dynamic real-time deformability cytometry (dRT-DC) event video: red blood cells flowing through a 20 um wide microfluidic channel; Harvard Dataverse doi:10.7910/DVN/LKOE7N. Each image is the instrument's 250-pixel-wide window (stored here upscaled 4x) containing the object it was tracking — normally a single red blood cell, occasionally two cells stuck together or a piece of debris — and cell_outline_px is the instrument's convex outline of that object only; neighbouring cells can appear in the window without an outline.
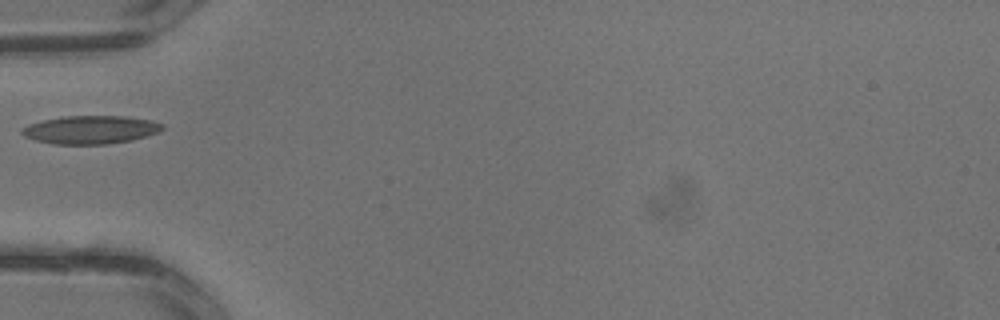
{"species": "common noctule bat (a hibernating species)", "species_latin": "Nyctalus noctula", "temperature_condition": "warm", "stored_images_in_passage": 2, "camera_frame_rate_fps": 3000, "um_per_image_px": 0.085, "animal": {"sex": "male", "body_mass_g": 13.3}, "frame": {"image": 1, "passage_image": 2, "time_ms": 0.333, "image_size_px": [1000, 320], "cell_outline_px": [[164, 128], [160, 132], [132, 140], [108, 144], [52, 144], [36, 140], [24, 136], [20, 132], [20, 128], [28, 124], [44, 120], [64, 116], [124, 116], [152, 120], [164, 124]], "centroid_in_image_um": [7.71, 11.02], "position_along_channel_um": 77.3, "area_um2": 23.24}}